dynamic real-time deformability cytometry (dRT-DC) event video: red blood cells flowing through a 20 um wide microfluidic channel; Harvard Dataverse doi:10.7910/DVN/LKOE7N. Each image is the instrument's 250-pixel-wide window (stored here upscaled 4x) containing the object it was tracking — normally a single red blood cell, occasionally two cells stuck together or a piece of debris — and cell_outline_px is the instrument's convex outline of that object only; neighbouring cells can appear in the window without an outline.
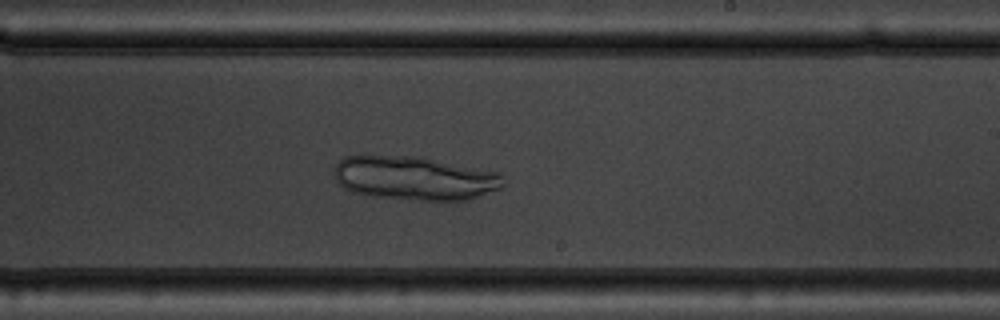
{"species": "common noctule bat (a hibernating species)", "species_latin": "Nyctalus noctula", "temperature_condition": "warm", "stored_images_in_passage": 49, "camera_frame_rate_fps": 3000, "um_per_image_px": 0.085, "animal": {"sex": "male", "body_mass_g": 19.5, "forearm_length_mm": 54.6}, "frame": {"image": 1, "passage_image": 28, "time_ms": 9.0, "image_size_px": [1000, 320], "cell_outline_px": [[504, 184], [500, 188], [468, 200], [420, 200], [368, 196], [352, 192], [344, 188], [332, 176], [336, 164], [344, 156], [420, 156], [500, 172]], "centroid_in_image_um": [35.22, 15.14], "position_along_channel_um": 253.8, "area_um2": 43.41}}
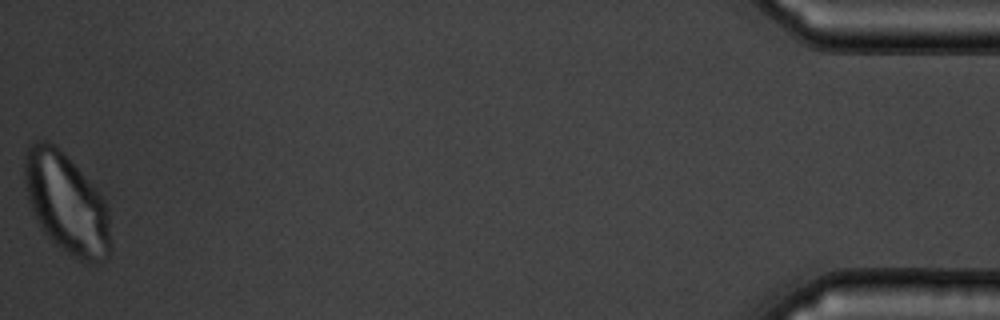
{"frame": {"image": 2, "passage_image": 49, "time_ms": 16.0, "image_size_px": [1000, 320], "cell_outline_px": [[108, 256], [100, 264], [92, 264], [80, 260], [72, 256], [56, 244], [44, 232], [28, 200], [24, 180], [24, 160], [28, 144], [36, 140], [44, 140], [56, 144], [64, 152], [100, 192], [108, 208]], "centroid_in_image_um": [5.63, 17.23], "position_along_channel_um": 429.6, "area_um2": 50.05}}